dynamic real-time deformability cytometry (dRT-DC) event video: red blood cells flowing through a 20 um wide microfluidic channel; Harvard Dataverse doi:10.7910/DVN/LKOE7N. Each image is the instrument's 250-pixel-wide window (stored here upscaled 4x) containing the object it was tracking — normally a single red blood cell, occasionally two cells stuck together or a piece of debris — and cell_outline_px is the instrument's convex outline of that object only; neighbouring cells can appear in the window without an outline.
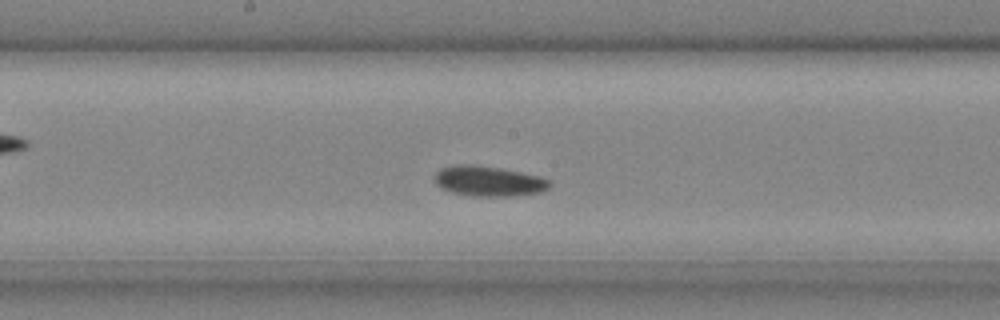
{"species": "common noctule bat (a hibernating species)", "species_latin": "Nyctalus noctula", "temperature_condition": "cold", "stored_images_in_passage": 28, "camera_frame_rate_fps": 3000, "um_per_image_px": 0.085, "animal": {"sex": "male", "body_mass_g": 20.4}, "frame": {"image": 1, "passage_image": 16, "time_ms": 5.0, "image_size_px": [1000, 320], "cell_outline_px": [[552, 184], [548, 188], [540, 192], [512, 196], [472, 196], [452, 192], [440, 188], [436, 184], [432, 176], [440, 168], [456, 164], [476, 164], [500, 168], [540, 176], [548, 180]], "centroid_in_image_um": [41.48, 15.38], "position_along_channel_um": 206.7, "area_um2": 20.46}}